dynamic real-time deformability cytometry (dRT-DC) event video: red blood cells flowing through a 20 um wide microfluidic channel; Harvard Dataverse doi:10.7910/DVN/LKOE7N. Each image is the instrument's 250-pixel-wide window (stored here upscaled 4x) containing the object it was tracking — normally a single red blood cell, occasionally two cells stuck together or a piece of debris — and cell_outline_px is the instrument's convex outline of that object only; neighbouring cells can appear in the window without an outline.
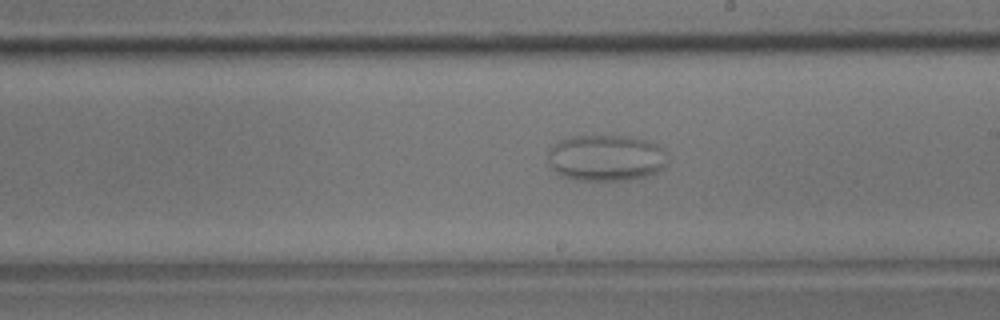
{"species": "common noctule bat (a hibernating species)", "species_latin": "Nyctalus noctula", "temperature_condition": "room temperature", "stored_images_in_passage": 58, "camera_frame_rate_fps": 3000, "um_per_image_px": 0.085, "animal": {"sex": "male", "body_mass_g": 17.9}, "frame": {"image": 1, "passage_image": 33, "time_ms": 10.667, "image_size_px": [1000, 320], "cell_outline_px": [[668, 164], [664, 168], [656, 172], [644, 176], [628, 180], [576, 180], [560, 176], [548, 164], [548, 148], [560, 140], [572, 136], [624, 136], [644, 140], [656, 144], [664, 152], [668, 160]], "centroid_in_image_um": [51.47, 13.43], "position_along_channel_um": 237.5, "area_um2": 32.37}}